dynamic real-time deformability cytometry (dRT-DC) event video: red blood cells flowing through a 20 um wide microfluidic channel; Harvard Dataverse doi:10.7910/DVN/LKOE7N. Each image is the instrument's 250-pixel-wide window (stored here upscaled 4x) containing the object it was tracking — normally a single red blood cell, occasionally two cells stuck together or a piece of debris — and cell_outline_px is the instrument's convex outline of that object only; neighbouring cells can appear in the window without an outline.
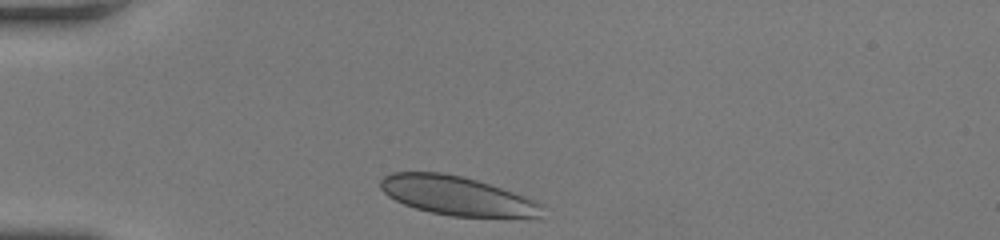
{"species": "human", "species_latin": "Homo sapiens", "temperature_condition": "room temperature", "stored_images_in_passage": 33, "camera_frame_rate_fps": 3000, "um_per_image_px": 0.085, "donor": {"sex": "female"}, "frame": {"image": 1, "passage_image": 1, "time_ms": 0.0, "image_size_px": [1000, 240], "cell_outline_px": [[544, 208], [540, 216], [452, 216], [432, 212], [416, 208], [404, 204], [388, 196], [380, 188], [380, 180], [384, 176], [392, 172], [440, 172], [460, 176], [476, 180], [512, 192], [544, 204]], "centroid_in_image_um": [38.78, 16.62], "position_along_channel_um": 46.2, "area_um2": 36.01}}
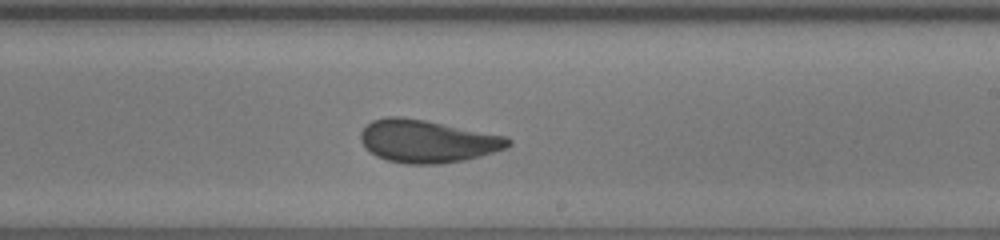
{"frame": {"image": 2, "passage_image": 19, "time_ms": 6.0, "image_size_px": [1000, 240], "cell_outline_px": [[512, 144], [504, 148], [480, 156], [464, 160], [440, 164], [404, 164], [388, 160], [376, 156], [360, 140], [360, 132], [372, 120], [388, 116], [400, 116], [424, 120], [508, 136], [512, 140]], "centroid_in_image_um": [36.34, 12.0], "position_along_channel_um": 252.7, "area_um2": 36.59}}
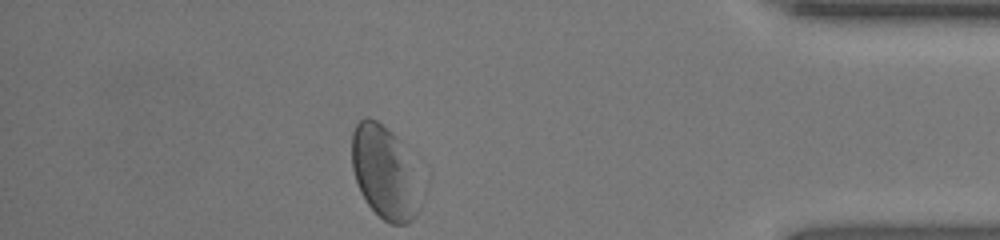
{"frame": {"image": 3, "passage_image": 33, "time_ms": 10.667, "image_size_px": [1000, 240], "cell_outline_px": [[420, 208], [416, 216], [408, 224], [392, 224], [384, 220], [368, 204], [360, 192], [352, 168], [352, 132], [356, 124], [364, 116], [368, 116], [376, 120], [392, 132], [396, 136], [408, 168], [420, 204]], "centroid_in_image_um": [32.57, 14.67], "position_along_channel_um": 402.6, "area_um2": 35.37}, "authors_computed_cell_mechanics": {"area_um2": 36.1828, "velocity_mm_per_s": 3.9476, "shape_relaxation_time_tau1_ms": 3.7905, "shape_relaxation_time_tau2_ms": 0.5247, "deformation_change_tau1": 0.1151, "deformation_change_tau2": 0.0466}}